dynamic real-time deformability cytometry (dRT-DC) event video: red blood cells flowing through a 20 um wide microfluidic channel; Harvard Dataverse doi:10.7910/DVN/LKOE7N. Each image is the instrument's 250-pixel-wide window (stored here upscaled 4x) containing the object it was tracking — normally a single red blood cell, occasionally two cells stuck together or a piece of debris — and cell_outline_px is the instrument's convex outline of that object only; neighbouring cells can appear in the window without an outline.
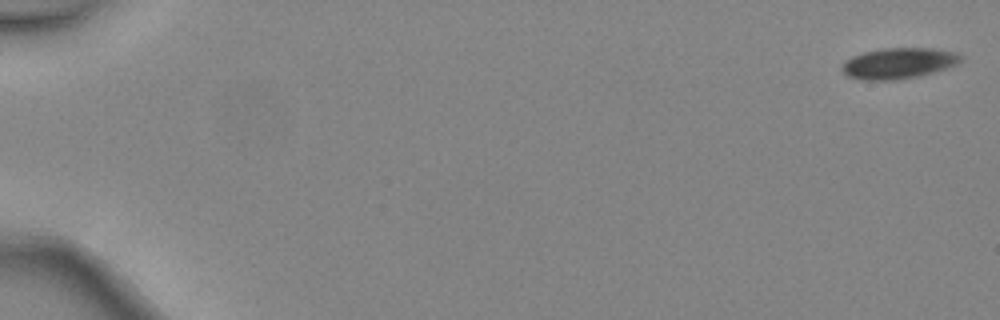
{"species": "common noctule bat (a hibernating species)", "species_latin": "Nyctalus noctula", "temperature_condition": "warm", "stored_images_in_passage": 5, "camera_frame_rate_fps": 3000, "um_per_image_px": 0.085, "animal": {"sex": "female", "body_mass_g": 24.6, "forearm_length_mm": 56.2}, "frame": {"image": 1, "passage_image": 1, "time_ms": 0.0, "image_size_px": [1000, 320], "cell_outline_px": [[964, 60], [948, 68], [920, 76], [896, 80], [860, 80], [848, 76], [840, 68], [852, 56], [864, 52], [884, 48], [932, 48], [956, 52], [964, 56]], "centroid_in_image_um": [76.44, 5.38], "position_along_channel_um": 8.6, "area_um2": 21.5}}
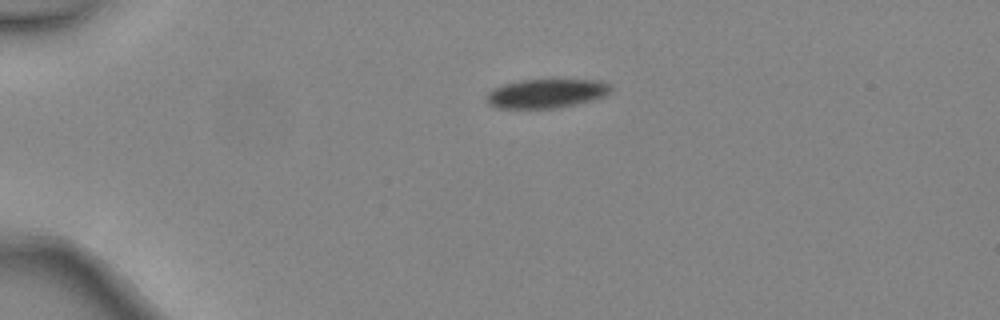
{"frame": {"image": 2, "passage_image": 4, "time_ms": 1.0, "image_size_px": [1000, 320], "cell_outline_px": [[612, 88], [604, 96], [592, 100], [556, 108], [496, 108], [488, 104], [484, 96], [488, 92], [504, 84], [520, 80], [600, 80], [608, 84]], "centroid_in_image_um": [46.39, 7.95], "position_along_channel_um": 38.6, "area_um2": 20.87}}